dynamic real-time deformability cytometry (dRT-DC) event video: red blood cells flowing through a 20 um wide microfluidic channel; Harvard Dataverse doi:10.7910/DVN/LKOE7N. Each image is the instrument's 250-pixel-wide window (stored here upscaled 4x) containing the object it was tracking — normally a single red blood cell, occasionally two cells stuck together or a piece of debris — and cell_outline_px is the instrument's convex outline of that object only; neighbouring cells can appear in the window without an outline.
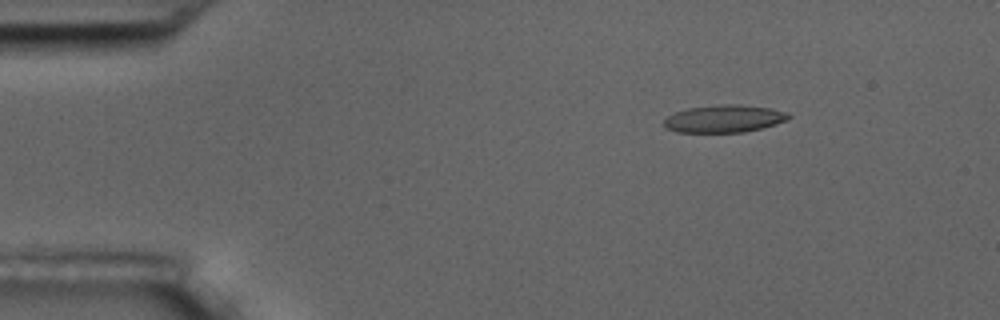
{"species": "common noctule bat (a hibernating species)", "species_latin": "Nyctalus noctula", "temperature_condition": "room temperature", "stored_images_in_passage": 8, "camera_frame_rate_fps": 3000, "um_per_image_px": 0.085, "animal": {"sex": "male", "body_mass_g": 17.5, "forearm_length_mm": 52.3}, "frame": {"image": 1, "passage_image": 3, "time_ms": 2.333, "image_size_px": [1000, 320], "cell_outline_px": [[792, 116], [788, 120], [776, 124], [744, 132], [676, 132], [664, 128], [664, 120], [668, 116], [676, 112], [688, 108], [720, 104], [736, 104], [772, 108], [788, 112]], "centroid_in_image_um": [61.57, 10.09], "position_along_channel_um": 23.4, "area_um2": 20.06}}
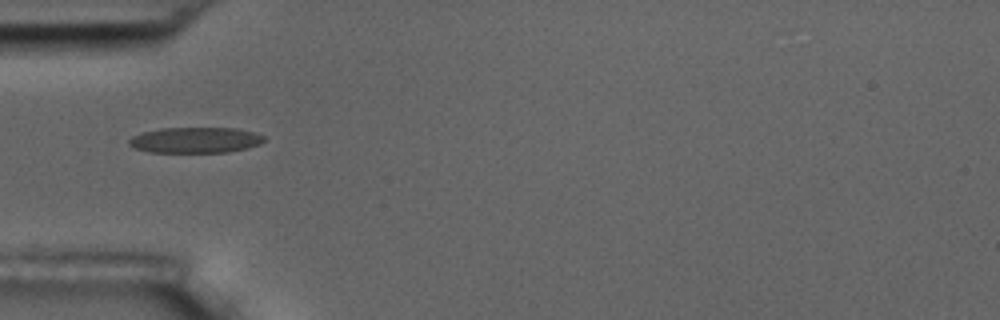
{"frame": {"image": 2, "passage_image": 6, "time_ms": 5.667, "image_size_px": [1000, 320], "cell_outline_px": [[264, 140], [260, 144], [248, 148], [228, 152], [148, 152], [136, 148], [128, 144], [128, 140], [132, 136], [144, 132], [160, 128], [236, 128], [252, 132], [264, 136]], "centroid_in_image_um": [16.6, 11.91], "position_along_channel_um": 68.4, "area_um2": 20.17}}